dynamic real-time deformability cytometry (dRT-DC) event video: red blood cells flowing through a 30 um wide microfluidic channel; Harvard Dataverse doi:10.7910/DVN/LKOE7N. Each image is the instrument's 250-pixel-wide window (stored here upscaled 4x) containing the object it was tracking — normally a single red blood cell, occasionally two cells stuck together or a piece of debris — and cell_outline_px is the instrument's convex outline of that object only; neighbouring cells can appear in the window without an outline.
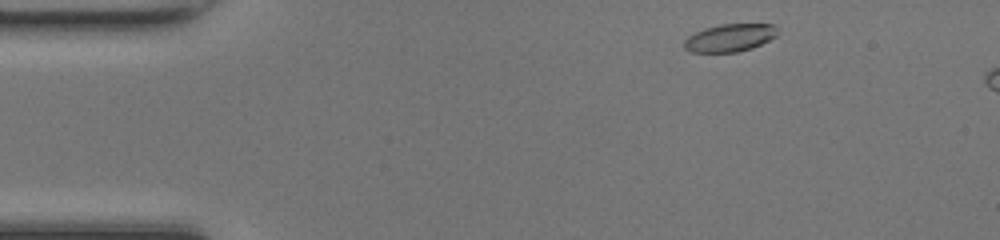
{"species": "common noctule bat (a hibernating species)", "species_latin": "Nyctalus noctula", "temperature_condition": "room temperature", "stored_images_in_passage": 42, "camera_frame_rate_fps": 3000, "um_per_image_px": 0.085, "animal": {"sex": "female", "body_mass_g": 17.0, "forearm_length_mm": 48.0}, "frame": {"image": 1, "passage_image": 1, "time_ms": 0.0, "image_size_px": [1000, 240], "cell_outline_px": [[776, 36], [752, 48], [736, 52], [688, 52], [684, 48], [684, 40], [688, 36], [704, 28], [720, 24], [776, 24]], "centroid_in_image_um": [62.0, 3.21], "position_along_channel_um": 23.0, "area_um2": 15.03}}
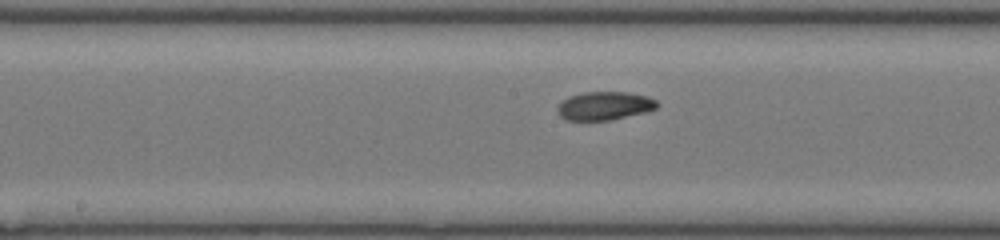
{"frame": {"image": 2, "passage_image": 19, "time_ms": 6.0, "image_size_px": [1000, 240], "cell_outline_px": [[656, 108], [644, 112], [608, 120], [568, 120], [560, 116], [556, 108], [564, 100], [572, 96], [584, 92], [628, 92], [648, 96], [656, 100]], "centroid_in_image_um": [51.38, 8.99], "position_along_channel_um": 196.8, "area_um2": 16.13}}
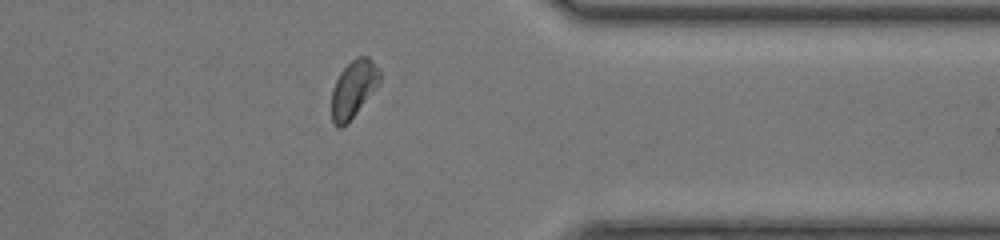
{"frame": {"image": 3, "passage_image": 33, "time_ms": 10.667, "image_size_px": [1000, 240], "cell_outline_px": [[380, 84], [356, 112], [340, 128], [336, 128], [332, 120], [332, 88], [340, 72], [356, 56], [368, 56], [372, 60], [380, 72]], "centroid_in_image_um": [30.05, 7.52], "position_along_channel_um": 381.4, "area_um2": 15.78}, "authors_computed_cell_mechanics": {"area_um2": 16.1262, "velocity_mm_per_s": 4.2113, "shape_relaxation_time_tau1_ms": 2.9088, "shape_relaxation_time_tau2_ms": 2.8897, "deformation_change_tau1": 0.1132, "deformation_change_tau2": 0.0717}}